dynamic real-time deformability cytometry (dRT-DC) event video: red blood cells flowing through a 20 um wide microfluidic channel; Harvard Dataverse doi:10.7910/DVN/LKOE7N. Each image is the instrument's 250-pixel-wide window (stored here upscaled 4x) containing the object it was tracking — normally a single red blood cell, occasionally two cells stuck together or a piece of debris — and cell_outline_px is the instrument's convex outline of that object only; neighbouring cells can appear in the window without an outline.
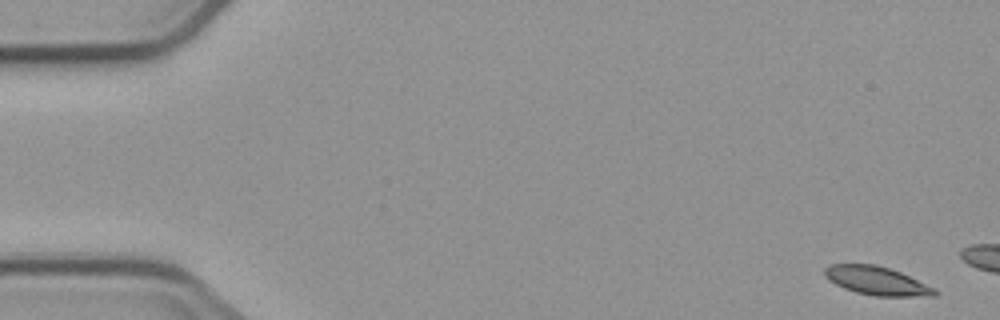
{"species": "common noctule bat (a hibernating species)", "species_latin": "Nyctalus noctula", "temperature_condition": "cold", "stored_images_in_passage": 4, "camera_frame_rate_fps": 3000, "um_per_image_px": 0.085, "animal": {"sex": "male", "body_mass_g": 23.1, "forearm_length_mm": 52.7}, "frame": {"image": 1, "passage_image": 1, "time_ms": 0.0, "image_size_px": [1000, 320], "cell_outline_px": [[940, 292], [936, 296], [872, 296], [856, 292], [844, 288], [828, 280], [824, 276], [824, 268], [832, 264], [876, 264], [900, 272], [936, 288]], "centroid_in_image_um": [74.54, 23.87], "position_along_channel_um": 10.5, "area_um2": 18.38}}